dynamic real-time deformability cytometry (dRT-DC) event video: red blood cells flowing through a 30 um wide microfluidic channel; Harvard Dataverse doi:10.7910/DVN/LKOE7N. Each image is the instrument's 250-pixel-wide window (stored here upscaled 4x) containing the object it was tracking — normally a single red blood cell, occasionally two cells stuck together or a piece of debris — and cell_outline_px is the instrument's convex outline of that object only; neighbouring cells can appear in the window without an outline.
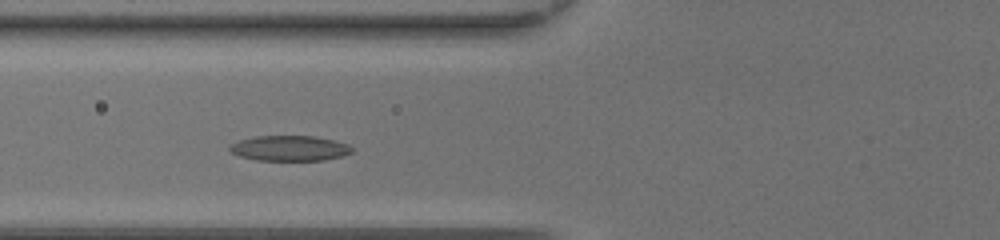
{"species": "common noctule bat (a hibernating species)", "species_latin": "Nyctalus noctula", "temperature_condition": "room temperature", "stored_images_in_passage": 34, "camera_frame_rate_fps": 3000, "um_per_image_px": 0.085, "animal": {"sex": "female", "body_mass_g": 20.0, "forearm_length_mm": 54.0}, "frame": {"image": 1, "passage_image": 6, "time_ms": 1.667, "image_size_px": [1000, 240], "cell_outline_px": [[352, 152], [344, 156], [324, 160], [256, 160], [240, 156], [232, 152], [228, 148], [232, 144], [240, 140], [256, 136], [312, 136], [332, 140], [348, 144], [352, 148]], "centroid_in_image_um": [24.63, 12.6], "position_along_channel_um": 101.2, "area_um2": 17.86}}
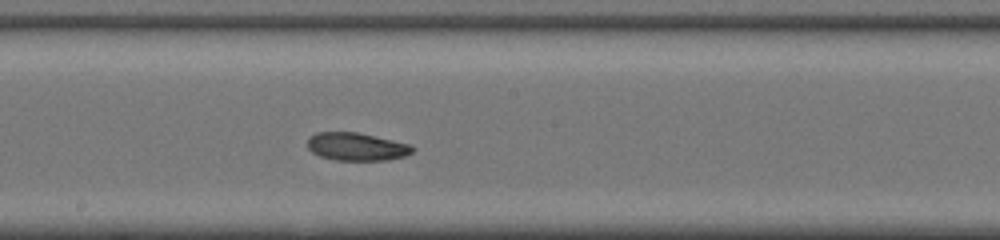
{"frame": {"image": 2, "passage_image": 14, "time_ms": 4.333, "image_size_px": [1000, 240], "cell_outline_px": [[416, 148], [412, 152], [404, 156], [388, 160], [336, 160], [320, 156], [312, 152], [308, 148], [308, 136], [316, 132], [356, 132], [412, 144]], "centroid_in_image_um": [30.32, 12.46], "position_along_channel_um": 217.9, "area_um2": 17.17}}
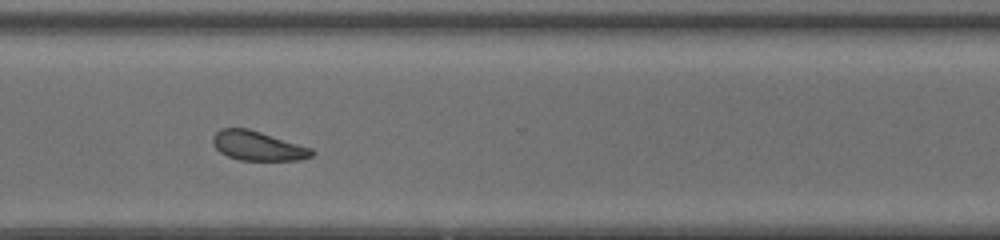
{"frame": {"image": 3, "passage_image": 23, "time_ms": 7.333, "image_size_px": [1000, 240], "cell_outline_px": [[316, 152], [312, 156], [300, 160], [240, 160], [228, 156], [220, 152], [212, 144], [212, 136], [220, 128], [248, 128], [312, 148]], "centroid_in_image_um": [21.91, 12.39], "position_along_channel_um": 348.7, "area_um2": 16.99}, "authors_computed_cell_mechanics": {"area_um2": 17.6579, "velocity_mm_per_s": 4.3739, "shape_relaxation_time_tau1_ms": 3.5354, "shape_relaxation_time_tau2_ms": 3.2616, "deformation_change_tau1": 0.1126, "deformation_change_tau2": 0.0949}}